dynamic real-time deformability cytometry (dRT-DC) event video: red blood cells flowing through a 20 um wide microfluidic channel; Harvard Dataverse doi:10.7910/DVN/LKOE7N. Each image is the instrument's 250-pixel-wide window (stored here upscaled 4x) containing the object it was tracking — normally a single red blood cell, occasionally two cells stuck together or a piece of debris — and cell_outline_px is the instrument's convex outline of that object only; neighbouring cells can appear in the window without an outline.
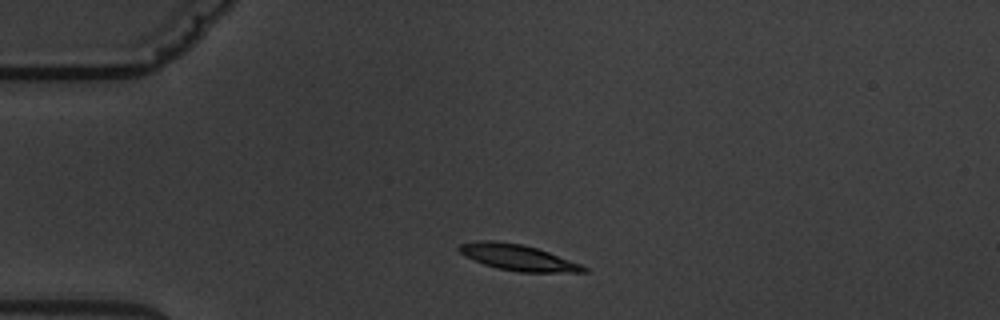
{"species": "common noctule bat (a hibernating species)", "species_latin": "Nyctalus noctula", "temperature_condition": "warm", "stored_images_in_passage": 3, "camera_frame_rate_fps": 3000, "um_per_image_px": 0.085, "animal": {"sex": "male", "body_mass_g": 19.5, "forearm_length_mm": 54.6}, "frame": {"image": 1, "passage_image": 1, "time_ms": 0.0, "image_size_px": [1000, 320], "cell_outline_px": [[588, 272], [520, 272], [496, 268], [484, 264], [460, 252], [456, 248], [460, 244], [480, 240], [492, 240], [524, 244], [548, 252], [580, 264], [588, 268]], "centroid_in_image_um": [44.02, 21.88], "position_along_channel_um": 41.0, "area_um2": 18.61}}